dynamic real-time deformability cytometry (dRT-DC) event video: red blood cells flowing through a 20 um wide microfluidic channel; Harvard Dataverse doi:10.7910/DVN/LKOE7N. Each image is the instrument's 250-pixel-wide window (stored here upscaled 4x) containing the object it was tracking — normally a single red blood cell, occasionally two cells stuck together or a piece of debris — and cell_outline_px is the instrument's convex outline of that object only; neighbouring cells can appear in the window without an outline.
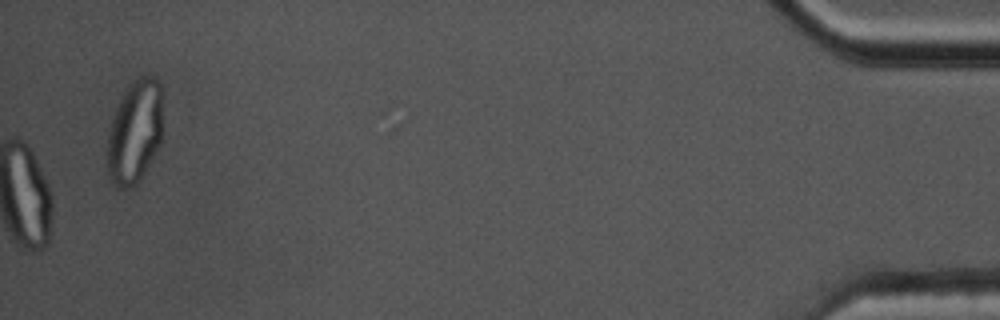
{"species": "common noctule bat (a hibernating species)", "species_latin": "Nyctalus noctula", "temperature_condition": "cold", "stored_images_in_passage": 56, "camera_frame_rate_fps": 3000, "um_per_image_px": 0.085, "animal": {"sex": "male", "body_mass_g": 17.5, "forearm_length_mm": 52.3}, "frame": {"image": 1, "passage_image": 56, "time_ms": 18.333, "image_size_px": [1000, 320], "cell_outline_px": [[160, 144], [136, 184], [128, 188], [116, 188], [112, 184], [108, 172], [108, 136], [112, 120], [116, 108], [124, 92], [140, 76], [156, 76], [160, 84]], "centroid_in_image_um": [11.43, 11.23], "position_along_channel_um": 423.8, "area_um2": 32.43}}